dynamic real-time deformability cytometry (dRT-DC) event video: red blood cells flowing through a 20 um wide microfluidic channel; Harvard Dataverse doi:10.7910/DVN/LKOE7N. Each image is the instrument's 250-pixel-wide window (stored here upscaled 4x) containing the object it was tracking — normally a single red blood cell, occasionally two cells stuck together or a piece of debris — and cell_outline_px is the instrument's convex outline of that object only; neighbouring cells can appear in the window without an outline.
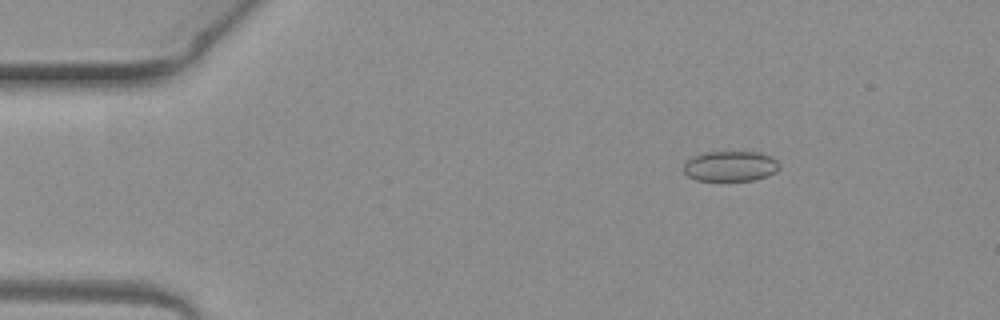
{"species": "common noctule bat (a hibernating species)", "species_latin": "Nyctalus noctula", "temperature_condition": "warm", "stored_images_in_passage": 4, "camera_frame_rate_fps": 3000, "um_per_image_px": 0.085, "animal": {"sex": "female", "body_mass_g": 19.3, "forearm_length_mm": 54.1}, "frame": {"image": 1, "passage_image": 1, "time_ms": 0.0, "image_size_px": [1000, 320], "cell_outline_px": [[780, 168], [776, 172], [768, 176], [752, 180], [696, 180], [688, 176], [684, 172], [684, 164], [692, 156], [704, 152], [760, 152], [772, 156], [780, 164]], "centroid_in_image_um": [62.11, 14.11], "position_along_channel_um": 22.9, "area_um2": 16.99}}
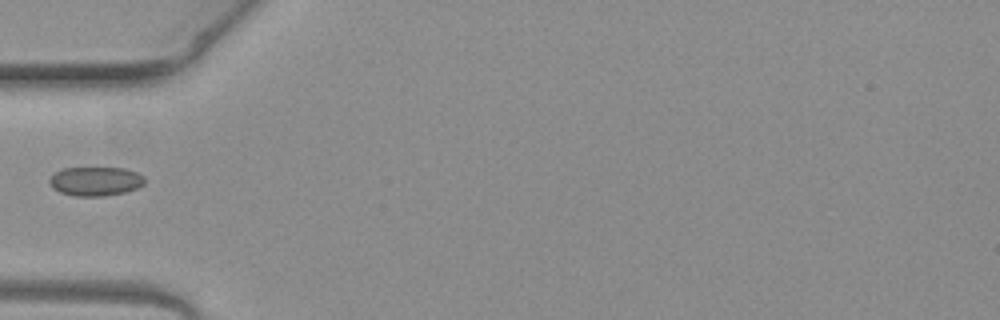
{"frame": {"image": 2, "passage_image": 4, "time_ms": 1.0, "image_size_px": [1000, 320], "cell_outline_px": [[144, 184], [136, 188], [124, 192], [104, 196], [76, 196], [60, 192], [52, 188], [48, 180], [56, 172], [64, 168], [124, 168], [136, 172], [144, 176]], "centroid_in_image_um": [8.11, 15.41], "position_along_channel_um": 76.9, "area_um2": 16.01}}